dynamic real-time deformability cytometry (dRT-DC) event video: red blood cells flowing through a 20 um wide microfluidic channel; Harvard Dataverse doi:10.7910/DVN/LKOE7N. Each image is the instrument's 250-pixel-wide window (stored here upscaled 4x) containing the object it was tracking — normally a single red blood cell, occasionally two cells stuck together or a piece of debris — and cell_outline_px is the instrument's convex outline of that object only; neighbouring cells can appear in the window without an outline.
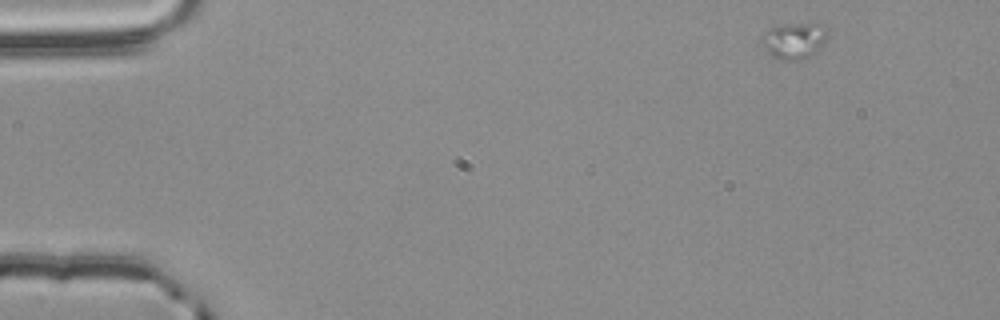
{"species": "common noctule bat (a hibernating species)", "species_latin": "Nyctalus noctula", "temperature_condition": "room temperature", "stored_images_in_passage": 12, "camera_frame_rate_fps": 3000, "um_per_image_px": 0.085, "animal": {"sex": "male", "body_mass_g": 20.4}, "frame": {"image": 1, "passage_image": 1, "time_ms": 0.0, "image_size_px": [1000, 320], "cell_outline_px": [[828, 36], [824, 44], [820, 48], [808, 56], [796, 60], [780, 60], [764, 52], [760, 44], [760, 36], [768, 28], [784, 24], [824, 24], [828, 28]], "centroid_in_image_um": [67.45, 3.44], "position_along_channel_um": 17.5, "area_um2": 14.28}}